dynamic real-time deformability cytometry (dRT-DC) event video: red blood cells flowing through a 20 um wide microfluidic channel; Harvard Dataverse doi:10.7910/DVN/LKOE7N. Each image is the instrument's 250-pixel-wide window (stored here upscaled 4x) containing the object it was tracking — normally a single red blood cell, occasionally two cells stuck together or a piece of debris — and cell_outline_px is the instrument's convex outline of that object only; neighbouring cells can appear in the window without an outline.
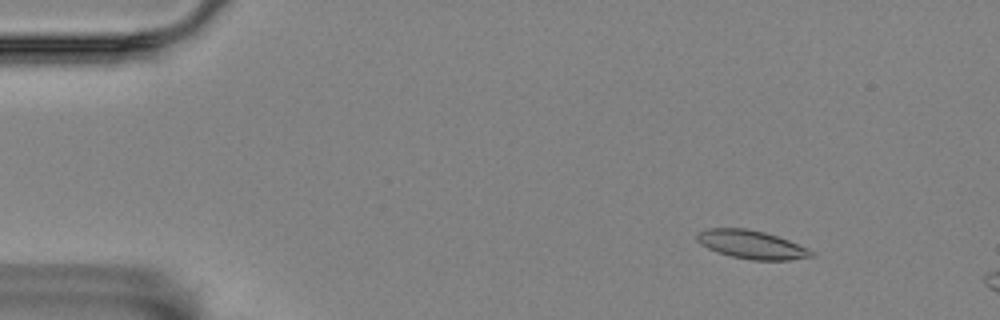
{"species": "Egyptian fruit bat (a non-hibernating species)", "species_latin": "Rousettus aegyptiacus", "temperature_condition": "room temperature", "stored_images_in_passage": 14, "camera_frame_rate_fps": 3000, "um_per_image_px": 0.085, "animal": {"sex": "female"}, "frame": {"image": 1, "passage_image": 7, "time_ms": 2.0, "image_size_px": [1000, 320], "cell_outline_px": [[816, 256], [788, 260], [752, 260], [732, 256], [716, 252], [700, 244], [696, 240], [696, 232], [708, 228], [744, 228], [764, 232], [788, 240], [808, 248], [816, 252]], "centroid_in_image_um": [63.87, 20.79], "position_along_channel_um": 21.1, "area_um2": 19.02}}